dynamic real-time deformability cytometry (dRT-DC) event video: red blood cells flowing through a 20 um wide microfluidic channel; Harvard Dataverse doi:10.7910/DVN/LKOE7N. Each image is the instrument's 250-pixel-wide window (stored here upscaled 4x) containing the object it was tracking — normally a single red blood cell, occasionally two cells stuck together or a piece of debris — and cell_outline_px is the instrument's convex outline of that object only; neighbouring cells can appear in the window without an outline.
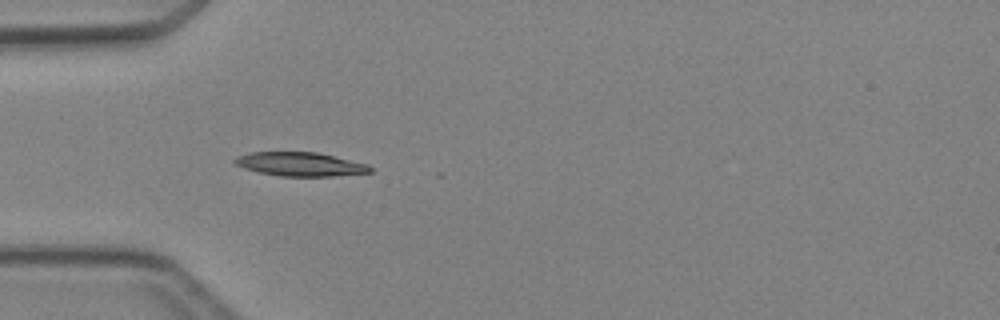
{"species": "Egyptian fruit bat (a non-hibernating species)", "species_latin": "Rousettus aegyptiacus", "temperature_condition": "cold", "stored_images_in_passage": 6, "camera_frame_rate_fps": 3000, "um_per_image_px": 0.085, "animal": {"sex": "female"}, "frame": {"image": 1, "passage_image": 5, "time_ms": 4.667, "image_size_px": [1000, 320], "cell_outline_px": [[372, 172], [332, 176], [280, 176], [260, 172], [244, 168], [236, 164], [232, 160], [236, 156], [248, 152], [316, 152], [368, 164], [372, 168]], "centroid_in_image_um": [25.5, 13.95], "position_along_channel_um": 59.5, "area_um2": 18.73}}
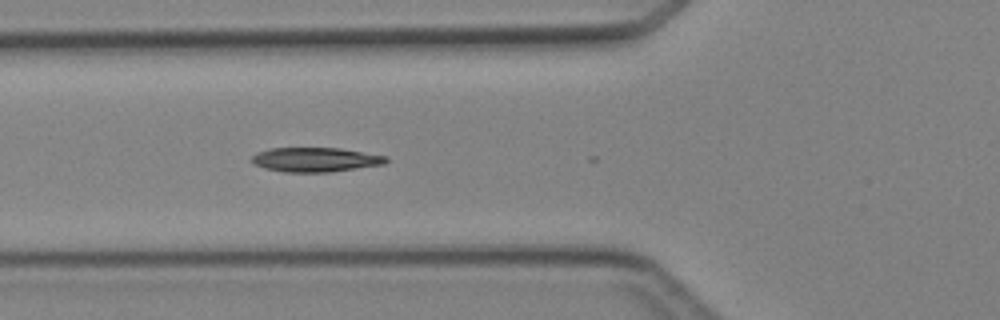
{"frame": {"image": 2, "passage_image": 6, "time_ms": 5.667, "image_size_px": [1000, 320], "cell_outline_px": [[388, 160], [384, 164], [328, 172], [284, 172], [264, 168], [252, 164], [252, 156], [256, 152], [268, 148], [340, 148], [388, 156]], "centroid_in_image_um": [26.77, 13.56], "position_along_channel_um": 99.0, "area_um2": 19.13}}